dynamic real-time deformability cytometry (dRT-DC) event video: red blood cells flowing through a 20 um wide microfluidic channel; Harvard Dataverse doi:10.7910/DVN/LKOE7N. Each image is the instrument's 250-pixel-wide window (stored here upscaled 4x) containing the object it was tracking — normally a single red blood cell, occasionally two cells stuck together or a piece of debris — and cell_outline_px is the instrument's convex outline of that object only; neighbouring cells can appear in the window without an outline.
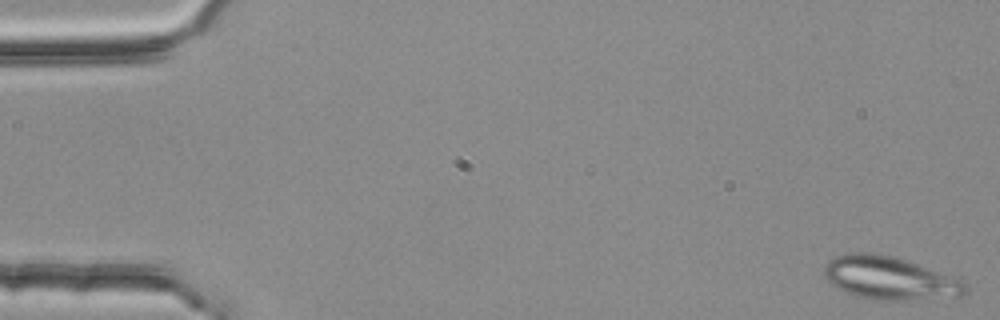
{"species": "common noctule bat (a hibernating species)", "species_latin": "Nyctalus noctula", "temperature_condition": "room temperature", "stored_images_in_passage": 52, "camera_frame_rate_fps": 3000, "um_per_image_px": 0.085, "animal": {"sex": "female", "body_mass_g": 25.1}, "frame": {"image": 1, "passage_image": 1, "time_ms": 0.0, "image_size_px": [1000, 320], "cell_outline_px": [[968, 292], [960, 296], [900, 300], [868, 300], [844, 292], [836, 288], [824, 276], [824, 264], [828, 260], [836, 256], [852, 252], [876, 252], [892, 256], [964, 280], [968, 288]], "centroid_in_image_um": [75.58, 23.64], "position_along_channel_um": 9.4, "area_um2": 35.55}}
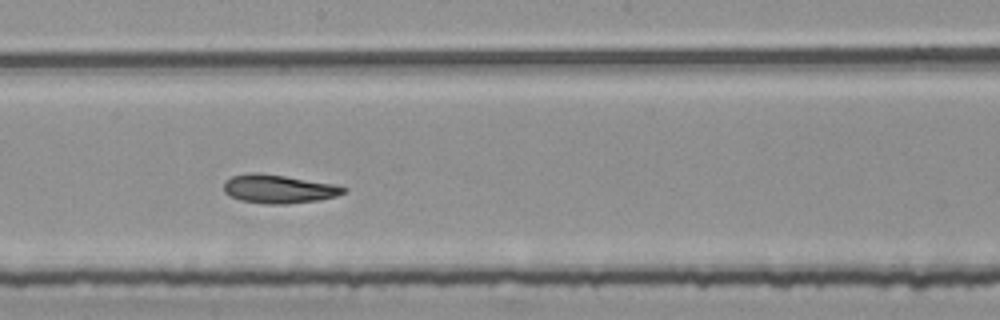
{"frame": {"image": 2, "passage_image": 30, "time_ms": 9.667, "image_size_px": [1000, 320], "cell_outline_px": [[348, 192], [336, 196], [320, 200], [284, 204], [268, 204], [240, 200], [224, 192], [224, 180], [232, 176], [252, 172], [256, 172], [284, 176], [332, 184], [348, 188]], "centroid_in_image_um": [23.69, 16.06], "position_along_channel_um": 224.5, "area_um2": 19.83}}
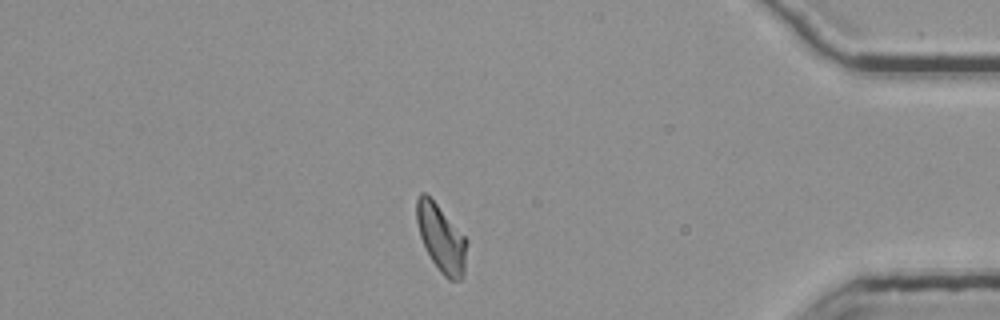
{"frame": {"image": 3, "passage_image": 47, "time_ms": 15.333, "image_size_px": [1000, 320], "cell_outline_px": [[468, 244], [464, 276], [460, 280], [448, 280], [440, 272], [432, 260], [420, 236], [416, 220], [416, 200], [420, 192], [424, 192], [436, 204], [468, 240]], "centroid_in_image_um": [37.52, 20.29], "position_along_channel_um": 397.7, "area_um2": 19.54}, "authors_computed_cell_mechanics": {"area_um2": 19.9121, "velocity_mm_per_s": 3.7353, "shape_relaxation_time_tau1_ms": null, "shape_relaxation_time_tau2_ms": 3.8637, "deformation_change_tau1": null, "deformation_change_tau2": 0.1073}}